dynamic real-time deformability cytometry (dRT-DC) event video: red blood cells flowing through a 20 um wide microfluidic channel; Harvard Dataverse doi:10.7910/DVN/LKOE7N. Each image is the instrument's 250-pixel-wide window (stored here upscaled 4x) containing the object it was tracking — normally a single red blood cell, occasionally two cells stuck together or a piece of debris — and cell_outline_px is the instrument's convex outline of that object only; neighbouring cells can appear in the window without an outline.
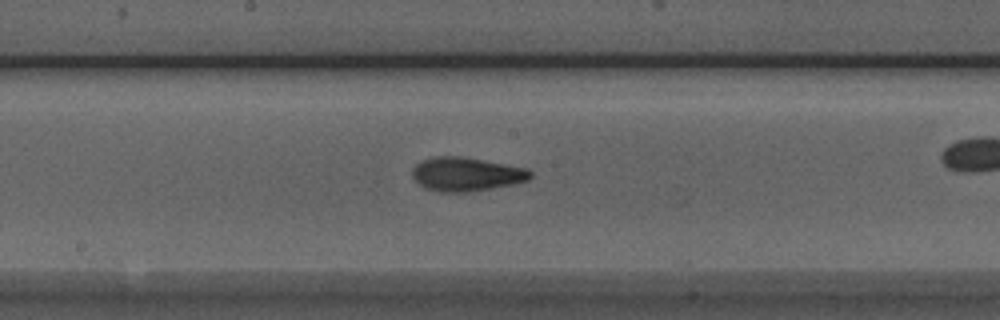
{"species": "Egyptian fruit bat (a non-hibernating species)", "species_latin": "Rousettus aegyptiacus", "temperature_condition": "room temperature", "stored_images_in_passage": 36, "camera_frame_rate_fps": 3000, "um_per_image_px": 0.085, "animal": {"sex": "male"}, "frame": {"image": 1, "passage_image": 21, "time_ms": 6.667, "image_size_px": [1000, 320], "cell_outline_px": [[532, 176], [528, 180], [512, 184], [468, 192], [440, 192], [424, 188], [412, 176], [412, 168], [420, 160], [432, 156], [460, 156], [528, 168], [532, 172]], "centroid_in_image_um": [39.6, 14.8], "position_along_channel_um": 208.6, "area_um2": 23.29}}